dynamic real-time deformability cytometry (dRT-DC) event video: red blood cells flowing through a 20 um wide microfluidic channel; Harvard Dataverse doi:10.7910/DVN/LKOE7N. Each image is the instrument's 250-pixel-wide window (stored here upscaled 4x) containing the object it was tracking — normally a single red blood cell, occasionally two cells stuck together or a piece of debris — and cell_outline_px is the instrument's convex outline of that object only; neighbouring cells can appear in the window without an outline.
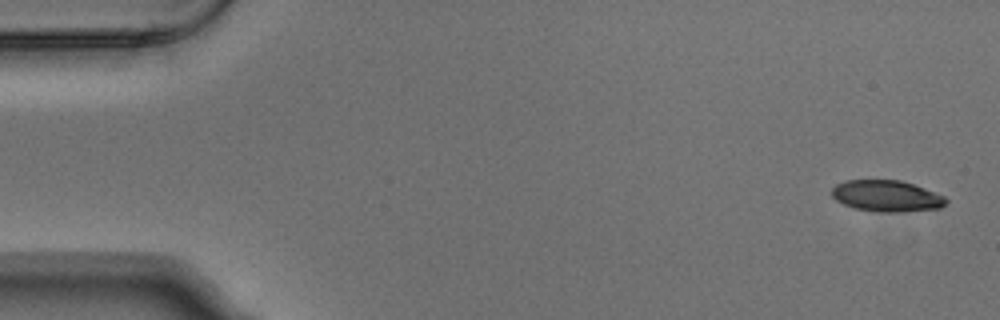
{"species": "Egyptian fruit bat (a non-hibernating species)", "species_latin": "Rousettus aegyptiacus", "temperature_condition": "warm", "stored_images_in_passage": 5, "camera_frame_rate_fps": 3000, "um_per_image_px": 0.085, "animal": {"sex": "male"}, "frame": {"image": 1, "passage_image": 1, "time_ms": 0.0, "image_size_px": [1000, 320], "cell_outline_px": [[948, 200], [940, 208], [904, 212], [876, 212], [856, 208], [844, 204], [836, 200], [832, 196], [832, 188], [836, 184], [844, 180], [900, 180], [924, 188], [944, 196]], "centroid_in_image_um": [75.35, 16.66], "position_along_channel_um": 9.7, "area_um2": 20.81}}
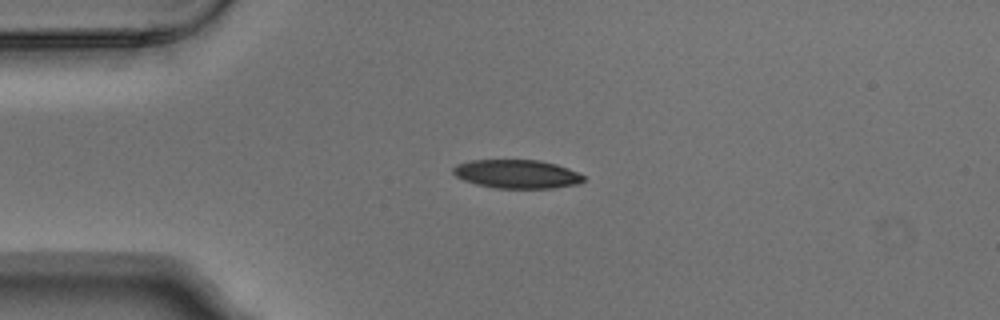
{"frame": {"image": 2, "passage_image": 4, "time_ms": 1.0, "image_size_px": [1000, 320], "cell_outline_px": [[584, 180], [580, 184], [552, 188], [496, 188], [476, 184], [464, 180], [456, 176], [452, 172], [452, 168], [456, 164], [472, 160], [540, 160], [556, 164], [568, 168], [584, 176]], "centroid_in_image_um": [43.93, 14.79], "position_along_channel_um": 41.1, "area_um2": 21.79}}